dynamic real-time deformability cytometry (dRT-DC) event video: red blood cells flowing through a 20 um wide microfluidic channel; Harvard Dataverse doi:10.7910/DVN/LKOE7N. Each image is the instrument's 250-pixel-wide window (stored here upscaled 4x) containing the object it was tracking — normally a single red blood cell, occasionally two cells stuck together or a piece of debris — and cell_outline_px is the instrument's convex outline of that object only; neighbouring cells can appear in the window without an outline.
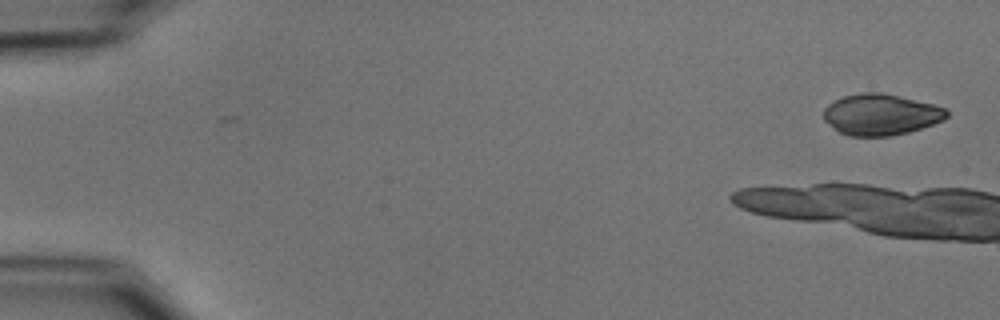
{"species": "common noctule bat (a hibernating species)", "species_latin": "Nyctalus noctula", "temperature_condition": "cold", "stored_images_in_passage": 2, "camera_frame_rate_fps": 3000, "um_per_image_px": 0.085, "animal": {"sex": "male", "body_mass_g": 15.6}, "frame": {"image": 1, "passage_image": 2, "time_ms": 0.333, "image_size_px": [1000, 320], "cell_outline_px": [[948, 116], [944, 120], [908, 132], [892, 136], [848, 136], [840, 132], [824, 120], [824, 108], [828, 104], [844, 96], [860, 92], [880, 92], [900, 96], [932, 104], [944, 108], [948, 112]], "centroid_in_image_um": [74.86, 9.73], "position_along_channel_um": 10.1, "area_um2": 29.36}}